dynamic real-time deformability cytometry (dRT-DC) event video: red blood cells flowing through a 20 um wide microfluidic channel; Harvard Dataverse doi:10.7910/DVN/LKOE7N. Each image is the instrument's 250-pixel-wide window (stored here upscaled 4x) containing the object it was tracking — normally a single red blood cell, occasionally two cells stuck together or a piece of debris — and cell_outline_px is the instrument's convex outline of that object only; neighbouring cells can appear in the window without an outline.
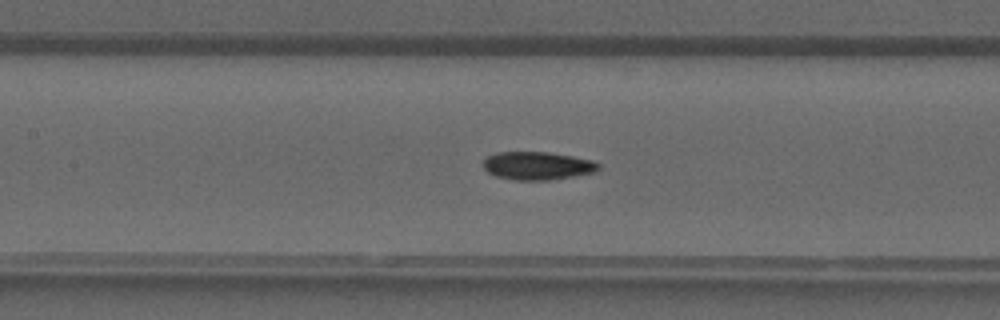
{"species": "common noctule bat (a hibernating species)", "species_latin": "Nyctalus noctula", "temperature_condition": "warm", "stored_images_in_passage": 39, "camera_frame_rate_fps": 3000, "um_per_image_px": 0.085, "animal": {"sex": "male", "forearm_length_mm": 52.5}, "frame": {"image": 1, "passage_image": 18, "time_ms": 5.667, "image_size_px": [1000, 320], "cell_outline_px": [[600, 168], [596, 172], [548, 180], [516, 180], [496, 176], [488, 172], [484, 168], [484, 160], [488, 156], [496, 152], [548, 152], [572, 156], [592, 160], [600, 164]], "centroid_in_image_um": [45.7, 14.08], "position_along_channel_um": 161.7, "area_um2": 18.79}}
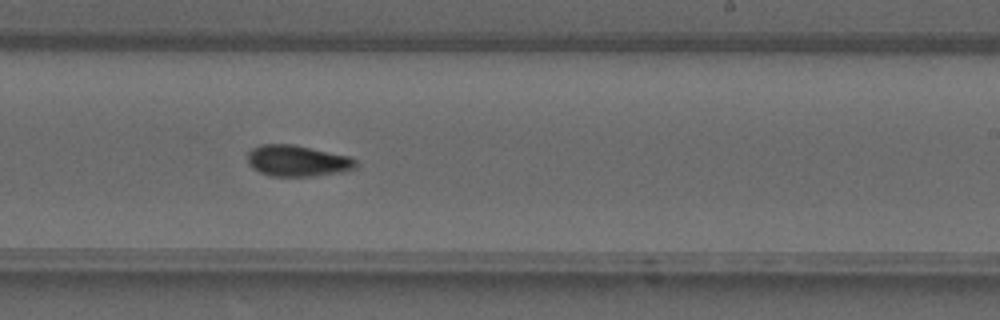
{"frame": {"image": 2, "passage_image": 24, "time_ms": 7.667, "image_size_px": [1000, 320], "cell_outline_px": [[356, 168], [340, 172], [312, 176], [268, 176], [252, 168], [248, 164], [248, 152], [252, 148], [260, 144], [292, 144], [348, 156], [356, 160]], "centroid_in_image_um": [25.23, 13.67], "position_along_channel_um": 263.8, "area_um2": 19.59}}
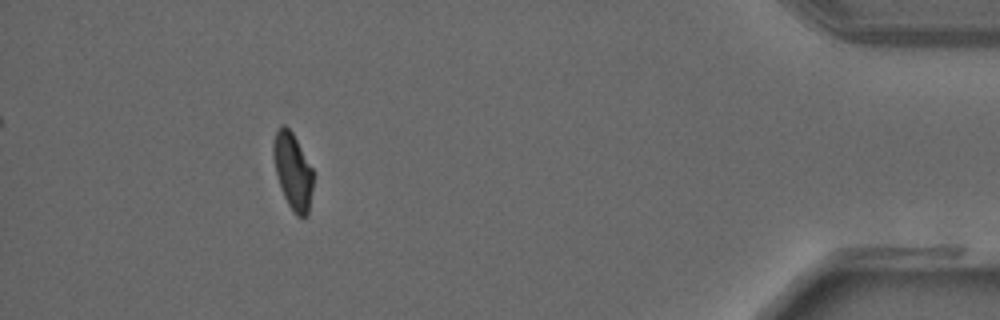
{"frame": {"image": 3, "passage_image": 36, "time_ms": 11.667, "image_size_px": [1000, 320], "cell_outline_px": [[312, 188], [308, 216], [296, 216], [288, 204], [284, 196], [276, 176], [272, 152], [272, 148], [276, 128], [284, 124], [292, 132], [312, 168]], "centroid_in_image_um": [24.86, 14.53], "position_along_channel_um": 410.3, "area_um2": 17.63}}